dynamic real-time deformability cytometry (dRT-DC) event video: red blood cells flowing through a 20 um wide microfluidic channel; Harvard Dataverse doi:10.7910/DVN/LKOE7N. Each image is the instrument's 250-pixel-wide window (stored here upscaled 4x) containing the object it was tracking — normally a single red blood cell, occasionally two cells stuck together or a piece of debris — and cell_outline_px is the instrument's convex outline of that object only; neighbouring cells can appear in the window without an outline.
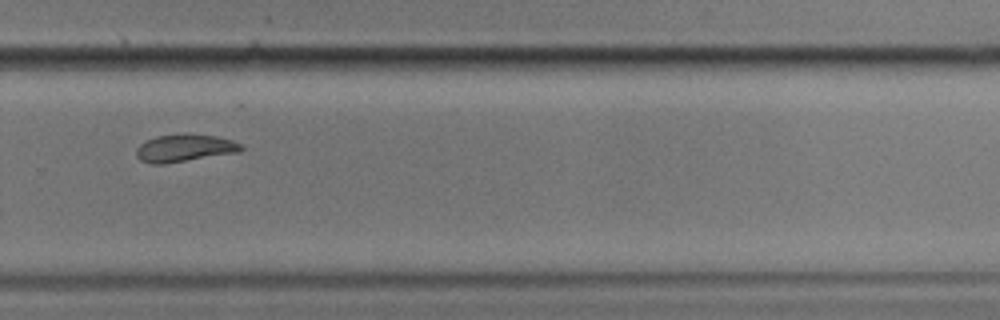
{"species": "common noctule bat (a hibernating species)", "species_latin": "Nyctalus noctula", "temperature_condition": "cold", "stored_images_in_passage": 11, "camera_frame_rate_fps": 3000, "um_per_image_px": 0.085, "animal": {"sex": "male", "body_mass_g": 17.9}, "frame": {"image": 1, "passage_image": 7, "time_ms": 7.0, "image_size_px": [1000, 320], "cell_outline_px": [[244, 148], [240, 152], [164, 164], [152, 164], [140, 160], [136, 156], [136, 148], [140, 144], [156, 136], [216, 136], [232, 140], [240, 144]], "centroid_in_image_um": [15.68, 12.63], "position_along_channel_um": 314.1, "area_um2": 16.18}}
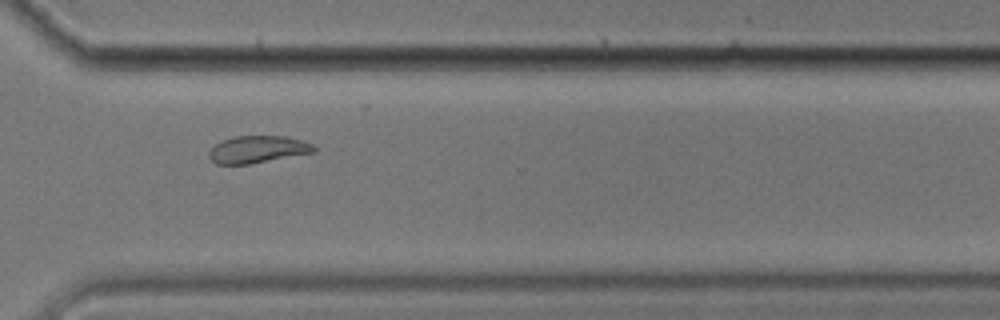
{"frame": {"image": 2, "passage_image": 8, "time_ms": 8.0, "image_size_px": [1000, 320], "cell_outline_px": [[316, 152], [248, 164], [216, 164], [208, 156], [208, 152], [220, 140], [236, 136], [284, 136], [304, 140], [312, 144], [316, 148]], "centroid_in_image_um": [21.91, 12.69], "position_along_channel_um": 348.7, "area_um2": 16.65}}